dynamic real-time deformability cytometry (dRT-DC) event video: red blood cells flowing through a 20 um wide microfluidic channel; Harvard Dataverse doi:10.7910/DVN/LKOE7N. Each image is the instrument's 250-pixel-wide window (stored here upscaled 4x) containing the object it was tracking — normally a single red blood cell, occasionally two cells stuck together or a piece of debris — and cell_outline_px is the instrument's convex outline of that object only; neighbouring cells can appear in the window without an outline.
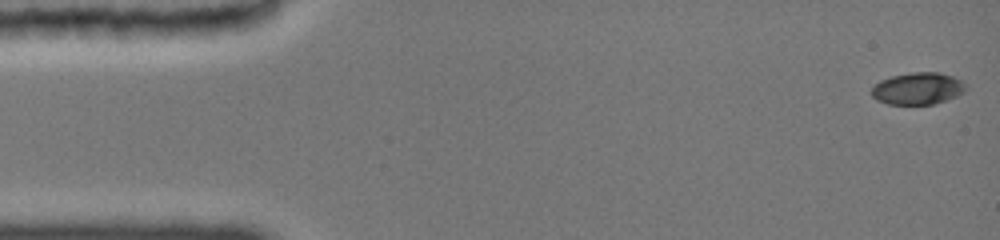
{"species": "common noctule bat (a hibernating species)", "species_latin": "Nyctalus noctula", "temperature_condition": "cold", "stored_images_in_passage": 44, "camera_frame_rate_fps": 3000, "um_per_image_px": 0.085, "animal": {"sex": "female", "body_mass_g": 19.0, "forearm_length_mm": 51.5}, "frame": {"image": 1, "passage_image": 1, "time_ms": 0.0, "image_size_px": [1000, 240], "cell_outline_px": [[968, 88], [964, 92], [956, 96], [932, 104], [888, 104], [876, 100], [872, 96], [872, 88], [880, 80], [892, 76], [912, 72], [940, 72], [952, 76], [968, 84]], "centroid_in_image_um": [78.03, 7.51], "position_along_channel_um": 7.0, "area_um2": 17.57}}
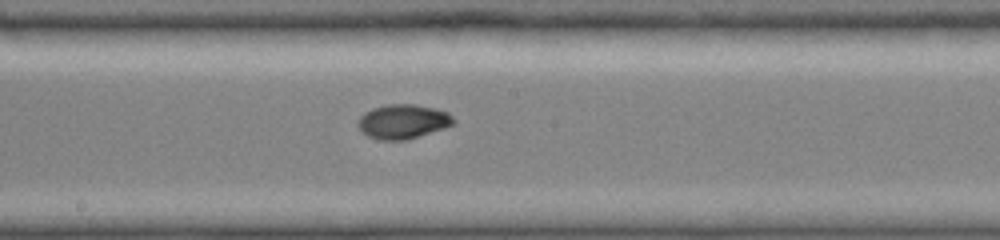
{"frame": {"image": 2, "passage_image": 25, "time_ms": 8.333, "image_size_px": [1000, 240], "cell_outline_px": [[452, 124], [404, 140], [380, 140], [368, 136], [356, 124], [360, 116], [364, 112], [372, 108], [384, 104], [412, 104], [432, 108], [448, 112], [452, 116]], "centroid_in_image_um": [34.16, 10.31], "position_along_channel_um": 214.0, "area_um2": 18.61}}
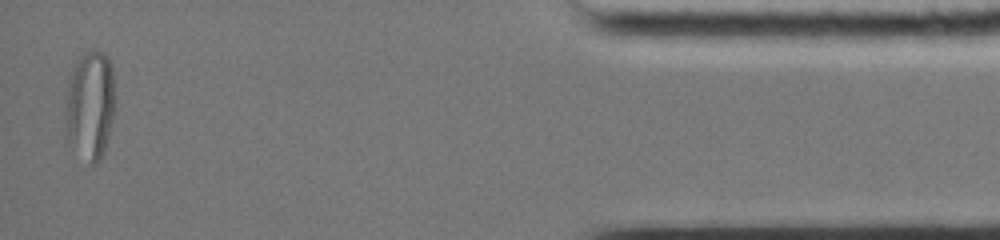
{"frame": {"image": 3, "passage_image": 44, "time_ms": 15.333, "image_size_px": [1000, 240], "cell_outline_px": [[112, 120], [104, 152], [100, 160], [96, 164], [92, 164], [68, 140], [64, 124], [68, 88], [72, 72], [80, 56], [84, 52], [92, 48], [104, 52], [112, 68]], "centroid_in_image_um": [7.64, 8.91], "position_along_channel_um": 427.6, "area_um2": 30.63}, "authors_computed_cell_mechanics": {"area_um2": 18.207, "velocity_mm_per_s": 3.9531, "shape_relaxation_time_tau1_ms": 8.9604, "shape_relaxation_time_tau2_ms": 1.8206, "deformation_change_tau1": 0.2854, "deformation_change_tau2": 0.0241}}